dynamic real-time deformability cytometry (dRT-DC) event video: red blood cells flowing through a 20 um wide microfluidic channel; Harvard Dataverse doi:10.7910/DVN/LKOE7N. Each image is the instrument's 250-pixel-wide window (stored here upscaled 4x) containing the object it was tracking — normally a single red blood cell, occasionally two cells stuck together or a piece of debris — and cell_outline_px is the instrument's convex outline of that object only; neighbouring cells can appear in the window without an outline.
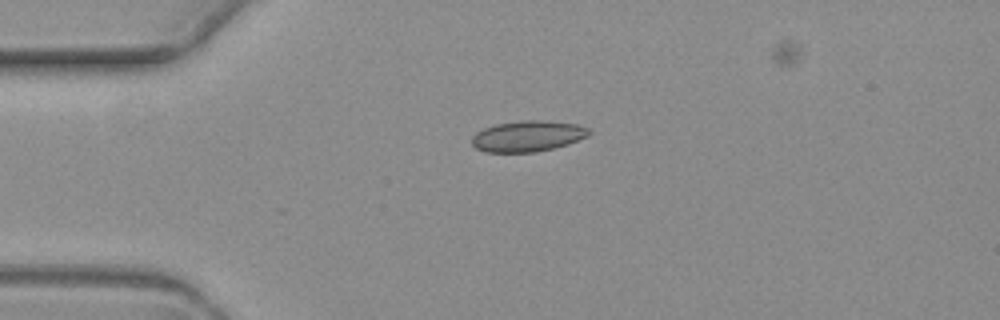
{"species": "common noctule bat (a hibernating species)", "species_latin": "Nyctalus noctula", "temperature_condition": "warm", "stored_images_in_passage": 6, "camera_frame_rate_fps": 3000, "um_per_image_px": 0.085, "animal": {"sex": "female", "body_mass_g": 19.3, "forearm_length_mm": 54.1}, "frame": {"image": 1, "passage_image": 6, "time_ms": 6.667, "image_size_px": [1000, 320], "cell_outline_px": [[592, 132], [588, 136], [568, 144], [536, 152], [484, 152], [476, 148], [472, 144], [472, 136], [476, 132], [484, 128], [496, 124], [520, 120], [544, 120], [576, 124], [588, 128]], "centroid_in_image_um": [44.85, 11.57], "position_along_channel_um": 40.1, "area_um2": 21.15}}